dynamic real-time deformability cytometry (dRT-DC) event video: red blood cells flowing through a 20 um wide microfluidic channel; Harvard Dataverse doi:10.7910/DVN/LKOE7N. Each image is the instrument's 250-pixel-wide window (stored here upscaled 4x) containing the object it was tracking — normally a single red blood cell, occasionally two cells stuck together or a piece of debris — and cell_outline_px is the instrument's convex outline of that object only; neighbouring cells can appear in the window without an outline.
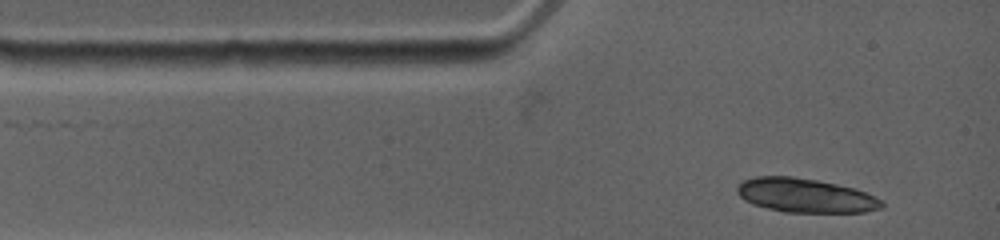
{"species": "common noctule bat (a hibernating species)", "species_latin": "Nyctalus noctula", "temperature_condition": "warm", "stored_images_in_passage": 1, "camera_frame_rate_fps": 4500, "um_per_image_px": 0.085, "animal": {"sex": "female", "body_mass_g": 19.0, "forearm_length_mm": 53.3}, "frame": {"image": 1, "passage_image": 1, "time_ms": 0.0, "image_size_px": [1000, 240], "cell_outline_px": [[884, 208], [864, 212], [784, 212], [752, 204], [744, 200], [736, 192], [736, 188], [744, 180], [756, 176], [792, 176], [816, 180], [856, 188], [876, 196], [884, 204]], "centroid_in_image_um": [68.47, 16.61], "position_along_channel_um": 16.5, "area_um2": 28.78}}